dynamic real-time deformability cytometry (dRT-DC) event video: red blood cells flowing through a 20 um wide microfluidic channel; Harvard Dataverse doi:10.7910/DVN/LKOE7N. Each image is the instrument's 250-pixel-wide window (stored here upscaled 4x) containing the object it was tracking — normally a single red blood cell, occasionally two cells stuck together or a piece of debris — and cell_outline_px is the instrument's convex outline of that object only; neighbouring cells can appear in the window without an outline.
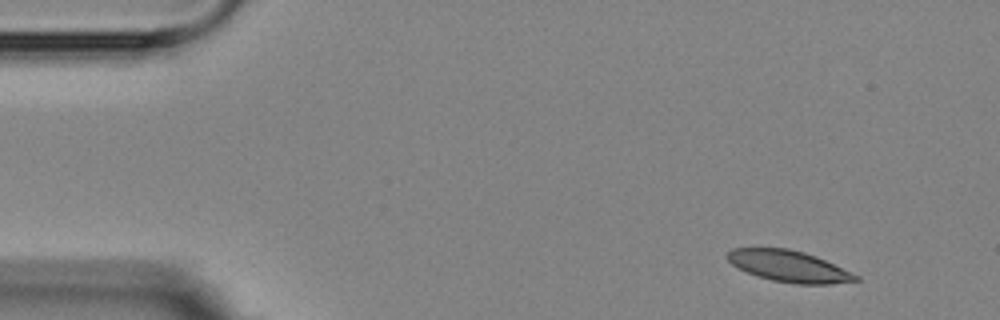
{"species": "Egyptian fruit bat (a non-hibernating species)", "species_latin": "Rousettus aegyptiacus", "temperature_condition": "room temperature", "stored_images_in_passage": 3, "camera_frame_rate_fps": 3000, "um_per_image_px": 0.085, "animal": {"sex": "female"}, "frame": {"image": 1, "passage_image": 1, "time_ms": 0.0, "image_size_px": [1000, 320], "cell_outline_px": [[860, 280], [832, 284], [796, 284], [772, 280], [748, 272], [732, 264], [724, 256], [732, 248], [788, 248], [804, 252], [816, 256], [860, 276]], "centroid_in_image_um": [67.07, 22.62], "position_along_channel_um": 17.9, "area_um2": 23.29}}